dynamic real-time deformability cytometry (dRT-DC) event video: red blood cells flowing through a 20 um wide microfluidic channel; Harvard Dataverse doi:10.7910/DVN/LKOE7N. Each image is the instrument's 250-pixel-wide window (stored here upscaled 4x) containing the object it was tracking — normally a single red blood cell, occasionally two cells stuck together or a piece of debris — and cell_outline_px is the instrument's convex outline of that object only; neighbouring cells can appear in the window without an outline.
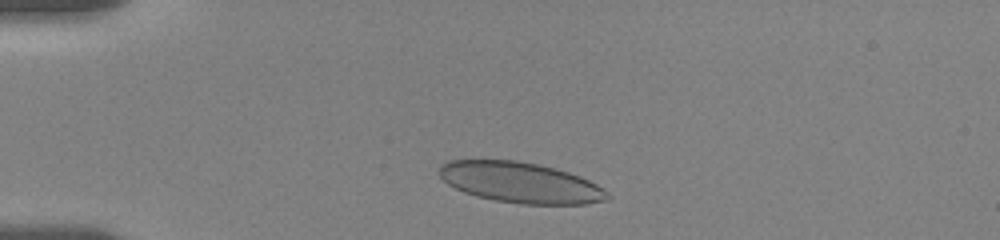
{"species": "human", "species_latin": "Homo sapiens", "temperature_condition": "room temperature", "stored_images_in_passage": 13, "camera_frame_rate_fps": 3000, "um_per_image_px": 0.085, "donor": {"sex": "female"}, "frame": {"image": 1, "passage_image": 4, "time_ms": 1.333, "image_size_px": [1000, 240], "cell_outline_px": [[612, 196], [604, 200], [584, 204], [520, 204], [496, 200], [476, 196], [464, 192], [448, 184], [440, 176], [440, 164], [448, 160], [472, 156], [516, 160], [540, 164], [556, 168], [580, 176], [596, 184], [608, 192]], "centroid_in_image_um": [44.15, 15.46], "position_along_channel_um": 40.9, "area_um2": 40.75}}
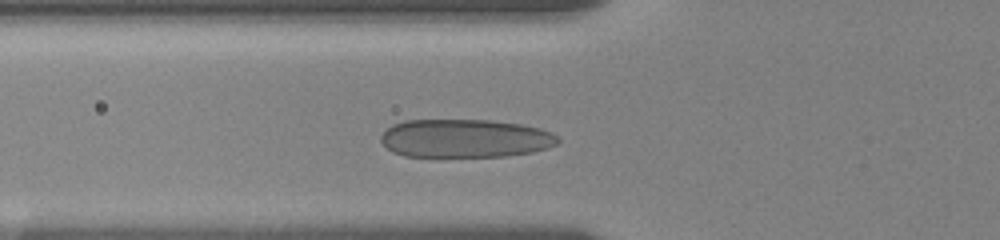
{"frame": {"image": 2, "passage_image": 10, "time_ms": 3.667, "image_size_px": [1000, 240], "cell_outline_px": [[560, 140], [556, 144], [548, 148], [532, 152], [508, 156], [404, 156], [392, 152], [380, 140], [380, 136], [392, 124], [404, 120], [488, 120], [520, 124], [540, 128], [552, 132]], "centroid_in_image_um": [39.53, 11.76], "position_along_channel_um": 86.3, "area_um2": 39.59}}